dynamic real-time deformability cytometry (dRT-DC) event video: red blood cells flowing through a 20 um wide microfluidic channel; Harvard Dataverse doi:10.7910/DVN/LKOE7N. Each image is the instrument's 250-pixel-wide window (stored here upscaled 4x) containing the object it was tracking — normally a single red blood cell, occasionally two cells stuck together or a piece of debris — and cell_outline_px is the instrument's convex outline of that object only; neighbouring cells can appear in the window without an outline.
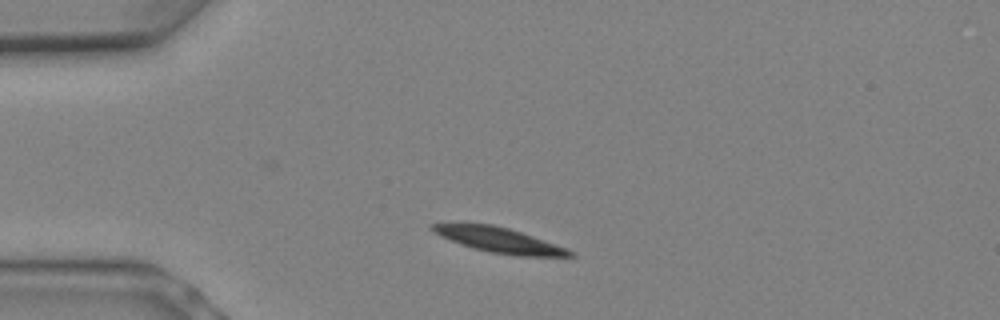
{"species": "Egyptian fruit bat (a non-hibernating species)", "species_latin": "Rousettus aegyptiacus", "temperature_condition": "warm", "stored_images_in_passage": 6, "camera_frame_rate_fps": 3000, "um_per_image_px": 0.085, "animal": {"sex": "female"}, "frame": {"image": 1, "passage_image": 2, "time_ms": 0.333, "image_size_px": [1000, 320], "cell_outline_px": [[576, 256], [516, 256], [488, 252], [472, 248], [452, 240], [428, 228], [428, 224], [460, 220], [464, 220], [492, 224], [508, 228], [568, 248], [576, 252]], "centroid_in_image_um": [42.35, 20.35], "position_along_channel_um": 42.7, "area_um2": 20.75}}
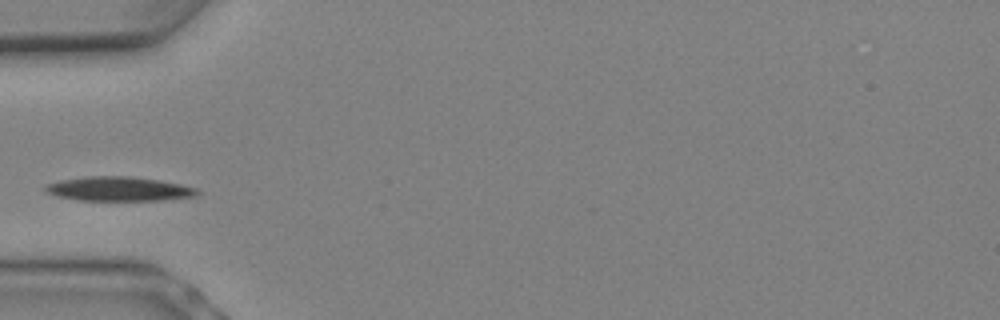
{"frame": {"image": 2, "passage_image": 4, "time_ms": 1.0, "image_size_px": [1000, 320], "cell_outline_px": [[200, 192], [196, 196], [164, 200], [80, 200], [56, 196], [48, 192], [44, 188], [44, 184], [60, 180], [84, 176], [132, 176], [160, 180], [180, 184], [196, 188]], "centroid_in_image_um": [10.09, 16.05], "position_along_channel_um": 74.9, "area_um2": 21.56}}